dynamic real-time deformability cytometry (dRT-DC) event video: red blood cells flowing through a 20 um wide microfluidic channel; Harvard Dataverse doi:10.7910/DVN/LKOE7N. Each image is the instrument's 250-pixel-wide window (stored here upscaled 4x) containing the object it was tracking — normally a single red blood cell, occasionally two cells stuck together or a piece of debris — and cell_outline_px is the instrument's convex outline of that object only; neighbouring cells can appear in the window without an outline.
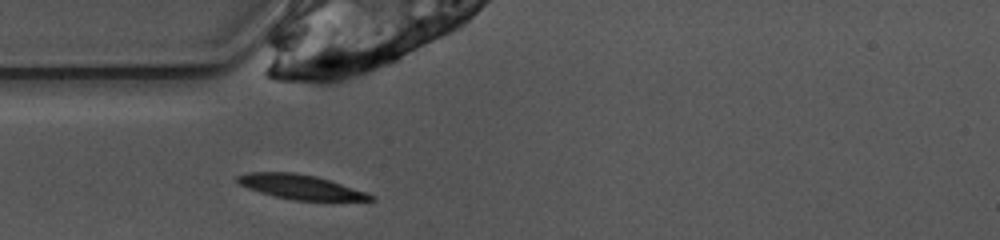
{"species": "common noctule bat (a hibernating species)", "species_latin": "Nyctalus noctula", "temperature_condition": "warm", "stored_images_in_passage": 38, "camera_frame_rate_fps": 3000, "um_per_image_px": 0.085, "animal": {"sex": "female", "body_mass_g": 10.0, "forearm_length_mm": 53.1}, "frame": {"image": 1, "passage_image": 1, "time_ms": 0.0, "image_size_px": [1000, 240], "cell_outline_px": [[376, 200], [296, 200], [276, 196], [260, 192], [248, 188], [240, 184], [236, 180], [236, 176], [248, 172], [292, 172], [316, 176], [376, 196]], "centroid_in_image_um": [25.5, 15.88], "position_along_channel_um": 59.5, "area_um2": 18.55}}
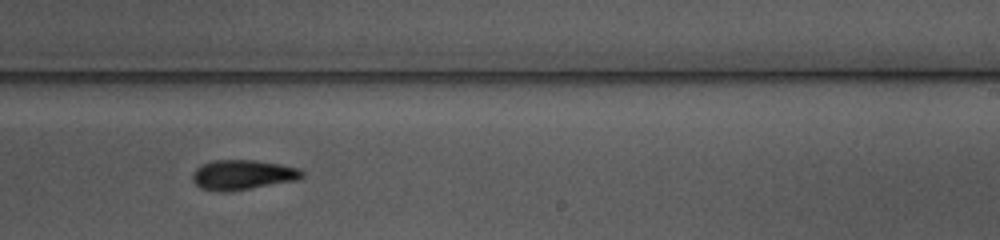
{"frame": {"image": 2, "passage_image": 17, "time_ms": 5.333, "image_size_px": [1000, 240], "cell_outline_px": [[304, 176], [300, 180], [228, 192], [216, 192], [200, 188], [192, 180], [192, 176], [196, 168], [212, 160], [256, 160], [280, 164], [300, 168], [304, 172]], "centroid_in_image_um": [20.66, 14.87], "position_along_channel_um": 268.3, "area_um2": 19.36}}
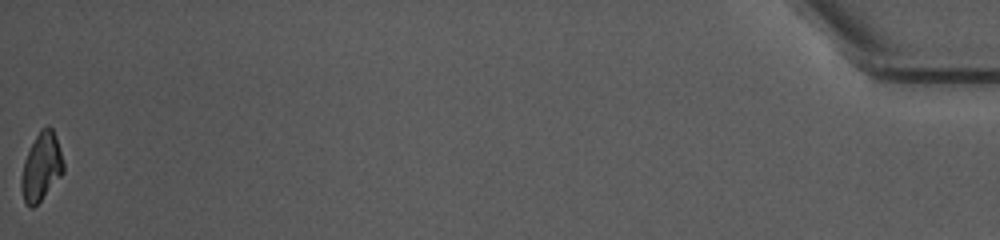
{"frame": {"image": 3, "passage_image": 38, "time_ms": 12.333, "image_size_px": [1000, 240], "cell_outline_px": [[64, 172], [40, 200], [32, 208], [28, 208], [24, 200], [20, 188], [20, 180], [24, 160], [40, 128], [48, 124], [52, 128], [56, 136], [64, 164]], "centroid_in_image_um": [3.5, 14.17], "position_along_channel_um": 431.7, "area_um2": 16.59}, "authors_computed_cell_mechanics": {"area_um2": 18.8139, "velocity_mm_per_s": 3.9024, "shape_relaxation_time_tau1_ms": 4.0708, "shape_relaxation_time_tau2_ms": 5.9298, "deformation_change_tau1": 0.142, "deformation_change_tau2": 0.1308}}